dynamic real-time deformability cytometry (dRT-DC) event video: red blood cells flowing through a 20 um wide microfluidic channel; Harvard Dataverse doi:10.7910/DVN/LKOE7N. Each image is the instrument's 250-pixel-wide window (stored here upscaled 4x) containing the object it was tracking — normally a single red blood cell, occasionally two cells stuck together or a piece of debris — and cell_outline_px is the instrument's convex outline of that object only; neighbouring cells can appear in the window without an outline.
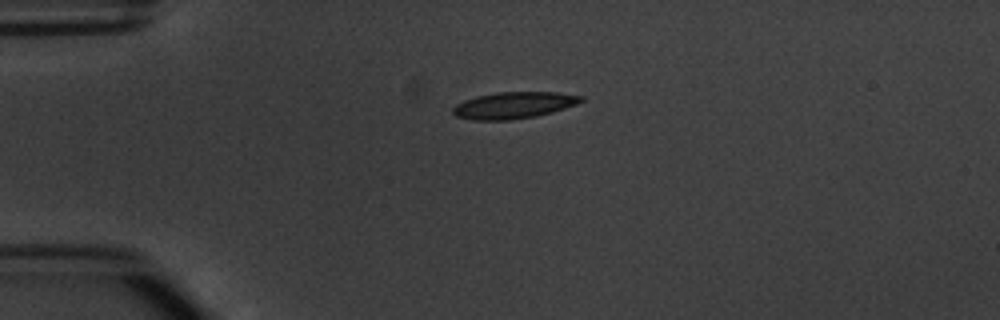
{"species": "common noctule bat (a hibernating species)", "species_latin": "Nyctalus noctula", "temperature_condition": "warm", "stored_images_in_passage": 2, "camera_frame_rate_fps": 3000, "um_per_image_px": 0.085, "animal": {"sex": "male", "body_mass_g": 20.1, "forearm_length_mm": 53.5}, "frame": {"image": 1, "passage_image": 1, "time_ms": 0.0, "image_size_px": [1000, 320], "cell_outline_px": [[584, 100], [576, 104], [552, 112], [536, 116], [508, 120], [472, 120], [456, 116], [452, 112], [452, 108], [456, 104], [464, 100], [476, 96], [496, 92], [556, 92], [584, 96]], "centroid_in_image_um": [43.65, 8.94], "position_along_channel_um": 41.3, "area_um2": 19.88}}